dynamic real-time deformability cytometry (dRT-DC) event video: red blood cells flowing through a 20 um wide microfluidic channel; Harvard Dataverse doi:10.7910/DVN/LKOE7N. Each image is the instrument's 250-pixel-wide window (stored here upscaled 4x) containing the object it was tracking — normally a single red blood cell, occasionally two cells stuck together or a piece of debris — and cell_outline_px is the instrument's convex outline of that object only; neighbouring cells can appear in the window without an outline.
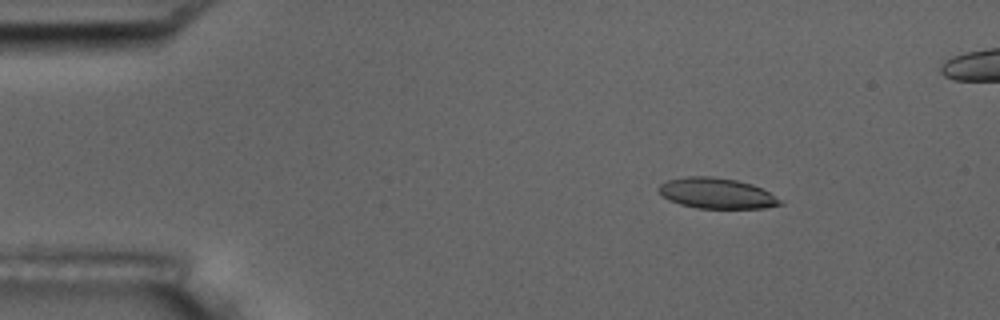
{"species": "common noctule bat (a hibernating species)", "species_latin": "Nyctalus noctula", "temperature_condition": "room temperature", "stored_images_in_passage": 5, "camera_frame_rate_fps": 3000, "um_per_image_px": 0.085, "animal": {"sex": "male", "body_mass_g": 17.5, "forearm_length_mm": 52.3}, "frame": {"image": 1, "passage_image": 2, "time_ms": 1.0, "image_size_px": [1000, 320], "cell_outline_px": [[784, 204], [764, 208], [696, 208], [680, 204], [668, 200], [656, 188], [660, 184], [668, 180], [688, 176], [712, 176], [736, 180], [752, 184], [784, 200]], "centroid_in_image_um": [60.93, 16.43], "position_along_channel_um": 24.1, "area_um2": 21.68}}